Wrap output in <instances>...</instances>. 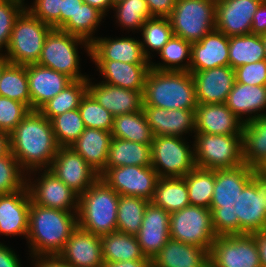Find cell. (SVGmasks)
<instances>
[{"label": "cell", "instance_id": "cell-1", "mask_svg": "<svg viewBox=\"0 0 266 267\" xmlns=\"http://www.w3.org/2000/svg\"><path fill=\"white\" fill-rule=\"evenodd\" d=\"M9 137L10 152L28 175L48 169L59 149L50 120L38 110H30Z\"/></svg>", "mask_w": 266, "mask_h": 267}, {"label": "cell", "instance_id": "cell-2", "mask_svg": "<svg viewBox=\"0 0 266 267\" xmlns=\"http://www.w3.org/2000/svg\"><path fill=\"white\" fill-rule=\"evenodd\" d=\"M77 226L76 213L46 208L31 201L27 233L30 256L59 255Z\"/></svg>", "mask_w": 266, "mask_h": 267}, {"label": "cell", "instance_id": "cell-3", "mask_svg": "<svg viewBox=\"0 0 266 267\" xmlns=\"http://www.w3.org/2000/svg\"><path fill=\"white\" fill-rule=\"evenodd\" d=\"M143 106L196 110L198 102L194 79L186 71H160L150 68L142 93Z\"/></svg>", "mask_w": 266, "mask_h": 267}, {"label": "cell", "instance_id": "cell-4", "mask_svg": "<svg viewBox=\"0 0 266 267\" xmlns=\"http://www.w3.org/2000/svg\"><path fill=\"white\" fill-rule=\"evenodd\" d=\"M119 196L101 178H98L79 195L78 227L98 236L117 231Z\"/></svg>", "mask_w": 266, "mask_h": 267}, {"label": "cell", "instance_id": "cell-5", "mask_svg": "<svg viewBox=\"0 0 266 267\" xmlns=\"http://www.w3.org/2000/svg\"><path fill=\"white\" fill-rule=\"evenodd\" d=\"M83 45L91 56V44L60 29H51L47 34L37 64L65 74L74 80L89 79L80 72L78 45Z\"/></svg>", "mask_w": 266, "mask_h": 267}, {"label": "cell", "instance_id": "cell-6", "mask_svg": "<svg viewBox=\"0 0 266 267\" xmlns=\"http://www.w3.org/2000/svg\"><path fill=\"white\" fill-rule=\"evenodd\" d=\"M52 27L43 23L26 8L17 17L6 50L11 64L29 65L38 62L47 34Z\"/></svg>", "mask_w": 266, "mask_h": 267}, {"label": "cell", "instance_id": "cell-7", "mask_svg": "<svg viewBox=\"0 0 266 267\" xmlns=\"http://www.w3.org/2000/svg\"><path fill=\"white\" fill-rule=\"evenodd\" d=\"M195 166L210 170L230 169L242 164V135L195 133Z\"/></svg>", "mask_w": 266, "mask_h": 267}, {"label": "cell", "instance_id": "cell-8", "mask_svg": "<svg viewBox=\"0 0 266 267\" xmlns=\"http://www.w3.org/2000/svg\"><path fill=\"white\" fill-rule=\"evenodd\" d=\"M216 3L213 0H176L168 17L173 35L194 43L215 30Z\"/></svg>", "mask_w": 266, "mask_h": 267}, {"label": "cell", "instance_id": "cell-9", "mask_svg": "<svg viewBox=\"0 0 266 267\" xmlns=\"http://www.w3.org/2000/svg\"><path fill=\"white\" fill-rule=\"evenodd\" d=\"M216 238L210 209L188 205L170 214V239L210 250Z\"/></svg>", "mask_w": 266, "mask_h": 267}, {"label": "cell", "instance_id": "cell-10", "mask_svg": "<svg viewBox=\"0 0 266 267\" xmlns=\"http://www.w3.org/2000/svg\"><path fill=\"white\" fill-rule=\"evenodd\" d=\"M151 154L159 178H183L196 167L194 149L182 137L155 136Z\"/></svg>", "mask_w": 266, "mask_h": 267}, {"label": "cell", "instance_id": "cell-11", "mask_svg": "<svg viewBox=\"0 0 266 267\" xmlns=\"http://www.w3.org/2000/svg\"><path fill=\"white\" fill-rule=\"evenodd\" d=\"M236 214L239 235L266 229V175L261 170L253 172L251 181L237 196Z\"/></svg>", "mask_w": 266, "mask_h": 267}, {"label": "cell", "instance_id": "cell-12", "mask_svg": "<svg viewBox=\"0 0 266 267\" xmlns=\"http://www.w3.org/2000/svg\"><path fill=\"white\" fill-rule=\"evenodd\" d=\"M210 267H261L253 234L217 236L209 251Z\"/></svg>", "mask_w": 266, "mask_h": 267}, {"label": "cell", "instance_id": "cell-13", "mask_svg": "<svg viewBox=\"0 0 266 267\" xmlns=\"http://www.w3.org/2000/svg\"><path fill=\"white\" fill-rule=\"evenodd\" d=\"M99 178L119 195L141 197L150 202L159 177L152 166L128 165L105 168Z\"/></svg>", "mask_w": 266, "mask_h": 267}, {"label": "cell", "instance_id": "cell-14", "mask_svg": "<svg viewBox=\"0 0 266 267\" xmlns=\"http://www.w3.org/2000/svg\"><path fill=\"white\" fill-rule=\"evenodd\" d=\"M33 182L26 176V186L31 201L46 208L78 213L79 195L57 178L48 169H44Z\"/></svg>", "mask_w": 266, "mask_h": 267}, {"label": "cell", "instance_id": "cell-15", "mask_svg": "<svg viewBox=\"0 0 266 267\" xmlns=\"http://www.w3.org/2000/svg\"><path fill=\"white\" fill-rule=\"evenodd\" d=\"M48 170L78 195L99 178V174L72 147H59Z\"/></svg>", "mask_w": 266, "mask_h": 267}, {"label": "cell", "instance_id": "cell-16", "mask_svg": "<svg viewBox=\"0 0 266 267\" xmlns=\"http://www.w3.org/2000/svg\"><path fill=\"white\" fill-rule=\"evenodd\" d=\"M262 0H223L216 3L215 29L227 37L251 34L253 16Z\"/></svg>", "mask_w": 266, "mask_h": 267}, {"label": "cell", "instance_id": "cell-17", "mask_svg": "<svg viewBox=\"0 0 266 267\" xmlns=\"http://www.w3.org/2000/svg\"><path fill=\"white\" fill-rule=\"evenodd\" d=\"M192 74L198 104L225 103L235 82V71L231 66H221Z\"/></svg>", "mask_w": 266, "mask_h": 267}, {"label": "cell", "instance_id": "cell-18", "mask_svg": "<svg viewBox=\"0 0 266 267\" xmlns=\"http://www.w3.org/2000/svg\"><path fill=\"white\" fill-rule=\"evenodd\" d=\"M58 256L72 267H103L104 265L100 236L78 226L71 233Z\"/></svg>", "mask_w": 266, "mask_h": 267}, {"label": "cell", "instance_id": "cell-19", "mask_svg": "<svg viewBox=\"0 0 266 267\" xmlns=\"http://www.w3.org/2000/svg\"><path fill=\"white\" fill-rule=\"evenodd\" d=\"M136 237L145 257L152 260L170 239V214L150 202Z\"/></svg>", "mask_w": 266, "mask_h": 267}, {"label": "cell", "instance_id": "cell-20", "mask_svg": "<svg viewBox=\"0 0 266 267\" xmlns=\"http://www.w3.org/2000/svg\"><path fill=\"white\" fill-rule=\"evenodd\" d=\"M244 124L225 103L198 104L195 110V133L242 135Z\"/></svg>", "mask_w": 266, "mask_h": 267}, {"label": "cell", "instance_id": "cell-21", "mask_svg": "<svg viewBox=\"0 0 266 267\" xmlns=\"http://www.w3.org/2000/svg\"><path fill=\"white\" fill-rule=\"evenodd\" d=\"M27 75L31 110H39L73 82L67 75L37 63L27 65Z\"/></svg>", "mask_w": 266, "mask_h": 267}, {"label": "cell", "instance_id": "cell-22", "mask_svg": "<svg viewBox=\"0 0 266 267\" xmlns=\"http://www.w3.org/2000/svg\"><path fill=\"white\" fill-rule=\"evenodd\" d=\"M31 198L23 189L0 195V234L27 238Z\"/></svg>", "mask_w": 266, "mask_h": 267}, {"label": "cell", "instance_id": "cell-23", "mask_svg": "<svg viewBox=\"0 0 266 267\" xmlns=\"http://www.w3.org/2000/svg\"><path fill=\"white\" fill-rule=\"evenodd\" d=\"M143 112L153 136L183 137L185 133H195V110L165 109L143 106Z\"/></svg>", "mask_w": 266, "mask_h": 267}, {"label": "cell", "instance_id": "cell-24", "mask_svg": "<svg viewBox=\"0 0 266 267\" xmlns=\"http://www.w3.org/2000/svg\"><path fill=\"white\" fill-rule=\"evenodd\" d=\"M88 79L87 92L114 117L142 111L143 91H133L104 83L92 84Z\"/></svg>", "mask_w": 266, "mask_h": 267}, {"label": "cell", "instance_id": "cell-25", "mask_svg": "<svg viewBox=\"0 0 266 267\" xmlns=\"http://www.w3.org/2000/svg\"><path fill=\"white\" fill-rule=\"evenodd\" d=\"M229 66V37L216 29L192 43L189 71Z\"/></svg>", "mask_w": 266, "mask_h": 267}, {"label": "cell", "instance_id": "cell-26", "mask_svg": "<svg viewBox=\"0 0 266 267\" xmlns=\"http://www.w3.org/2000/svg\"><path fill=\"white\" fill-rule=\"evenodd\" d=\"M92 60H111L125 63H150L142 49L140 40L132 37L100 38L91 43Z\"/></svg>", "mask_w": 266, "mask_h": 267}, {"label": "cell", "instance_id": "cell-27", "mask_svg": "<svg viewBox=\"0 0 266 267\" xmlns=\"http://www.w3.org/2000/svg\"><path fill=\"white\" fill-rule=\"evenodd\" d=\"M97 65L102 81L112 86L143 91L150 63H125L111 60H92Z\"/></svg>", "mask_w": 266, "mask_h": 267}, {"label": "cell", "instance_id": "cell-28", "mask_svg": "<svg viewBox=\"0 0 266 267\" xmlns=\"http://www.w3.org/2000/svg\"><path fill=\"white\" fill-rule=\"evenodd\" d=\"M225 104L244 123L266 115L263 113L266 110V85H246L235 81ZM243 115L247 118L244 119Z\"/></svg>", "mask_w": 266, "mask_h": 267}, {"label": "cell", "instance_id": "cell-29", "mask_svg": "<svg viewBox=\"0 0 266 267\" xmlns=\"http://www.w3.org/2000/svg\"><path fill=\"white\" fill-rule=\"evenodd\" d=\"M209 251L169 239L152 259V267H210Z\"/></svg>", "mask_w": 266, "mask_h": 267}, {"label": "cell", "instance_id": "cell-30", "mask_svg": "<svg viewBox=\"0 0 266 267\" xmlns=\"http://www.w3.org/2000/svg\"><path fill=\"white\" fill-rule=\"evenodd\" d=\"M111 140L112 134L110 131L85 128L84 132L70 147L100 174L106 167Z\"/></svg>", "mask_w": 266, "mask_h": 267}, {"label": "cell", "instance_id": "cell-31", "mask_svg": "<svg viewBox=\"0 0 266 267\" xmlns=\"http://www.w3.org/2000/svg\"><path fill=\"white\" fill-rule=\"evenodd\" d=\"M242 158L245 165L260 170L266 163V115L244 124Z\"/></svg>", "mask_w": 266, "mask_h": 267}, {"label": "cell", "instance_id": "cell-32", "mask_svg": "<svg viewBox=\"0 0 266 267\" xmlns=\"http://www.w3.org/2000/svg\"><path fill=\"white\" fill-rule=\"evenodd\" d=\"M151 163V144L112 138L105 168L128 165L146 167Z\"/></svg>", "mask_w": 266, "mask_h": 267}, {"label": "cell", "instance_id": "cell-33", "mask_svg": "<svg viewBox=\"0 0 266 267\" xmlns=\"http://www.w3.org/2000/svg\"><path fill=\"white\" fill-rule=\"evenodd\" d=\"M256 169L242 164L235 168L215 170V186L211 202H232L251 181Z\"/></svg>", "mask_w": 266, "mask_h": 267}, {"label": "cell", "instance_id": "cell-34", "mask_svg": "<svg viewBox=\"0 0 266 267\" xmlns=\"http://www.w3.org/2000/svg\"><path fill=\"white\" fill-rule=\"evenodd\" d=\"M104 262L140 260L145 257L137 237L119 231L100 236Z\"/></svg>", "mask_w": 266, "mask_h": 267}, {"label": "cell", "instance_id": "cell-35", "mask_svg": "<svg viewBox=\"0 0 266 267\" xmlns=\"http://www.w3.org/2000/svg\"><path fill=\"white\" fill-rule=\"evenodd\" d=\"M157 207L169 214L190 205L184 178H158L152 200Z\"/></svg>", "mask_w": 266, "mask_h": 267}, {"label": "cell", "instance_id": "cell-36", "mask_svg": "<svg viewBox=\"0 0 266 267\" xmlns=\"http://www.w3.org/2000/svg\"><path fill=\"white\" fill-rule=\"evenodd\" d=\"M111 134L112 138L141 144H151L154 138L143 110L115 116Z\"/></svg>", "mask_w": 266, "mask_h": 267}, {"label": "cell", "instance_id": "cell-37", "mask_svg": "<svg viewBox=\"0 0 266 267\" xmlns=\"http://www.w3.org/2000/svg\"><path fill=\"white\" fill-rule=\"evenodd\" d=\"M264 59L265 52L259 34L229 37V66L233 69Z\"/></svg>", "mask_w": 266, "mask_h": 267}, {"label": "cell", "instance_id": "cell-38", "mask_svg": "<svg viewBox=\"0 0 266 267\" xmlns=\"http://www.w3.org/2000/svg\"><path fill=\"white\" fill-rule=\"evenodd\" d=\"M191 52L192 43L179 36L172 35L169 41L158 52L163 63L154 64L153 62H150V68L160 71L189 72L191 64ZM186 59L187 61L184 63Z\"/></svg>", "mask_w": 266, "mask_h": 267}, {"label": "cell", "instance_id": "cell-39", "mask_svg": "<svg viewBox=\"0 0 266 267\" xmlns=\"http://www.w3.org/2000/svg\"><path fill=\"white\" fill-rule=\"evenodd\" d=\"M0 96L24 103L31 110L27 65L9 64L0 77Z\"/></svg>", "mask_w": 266, "mask_h": 267}, {"label": "cell", "instance_id": "cell-40", "mask_svg": "<svg viewBox=\"0 0 266 267\" xmlns=\"http://www.w3.org/2000/svg\"><path fill=\"white\" fill-rule=\"evenodd\" d=\"M190 205L210 209L215 186V170L195 167L183 177Z\"/></svg>", "mask_w": 266, "mask_h": 267}, {"label": "cell", "instance_id": "cell-41", "mask_svg": "<svg viewBox=\"0 0 266 267\" xmlns=\"http://www.w3.org/2000/svg\"><path fill=\"white\" fill-rule=\"evenodd\" d=\"M88 79L74 80L59 94L46 102L38 111L51 120L66 111L78 109L81 99L87 93Z\"/></svg>", "mask_w": 266, "mask_h": 267}, {"label": "cell", "instance_id": "cell-42", "mask_svg": "<svg viewBox=\"0 0 266 267\" xmlns=\"http://www.w3.org/2000/svg\"><path fill=\"white\" fill-rule=\"evenodd\" d=\"M149 203L141 197L120 195L117 209V231L136 236Z\"/></svg>", "mask_w": 266, "mask_h": 267}, {"label": "cell", "instance_id": "cell-43", "mask_svg": "<svg viewBox=\"0 0 266 267\" xmlns=\"http://www.w3.org/2000/svg\"><path fill=\"white\" fill-rule=\"evenodd\" d=\"M104 17V14L97 8L83 3L75 14V20H68L60 30L80 37L91 44L95 40L93 33Z\"/></svg>", "mask_w": 266, "mask_h": 267}, {"label": "cell", "instance_id": "cell-44", "mask_svg": "<svg viewBox=\"0 0 266 267\" xmlns=\"http://www.w3.org/2000/svg\"><path fill=\"white\" fill-rule=\"evenodd\" d=\"M141 45L145 56L150 60V51H157L169 41L173 35L172 25L168 17H152L142 25ZM148 47V48H147Z\"/></svg>", "mask_w": 266, "mask_h": 267}, {"label": "cell", "instance_id": "cell-45", "mask_svg": "<svg viewBox=\"0 0 266 267\" xmlns=\"http://www.w3.org/2000/svg\"><path fill=\"white\" fill-rule=\"evenodd\" d=\"M50 122L59 147H70L86 128L78 109L55 116Z\"/></svg>", "mask_w": 266, "mask_h": 267}, {"label": "cell", "instance_id": "cell-46", "mask_svg": "<svg viewBox=\"0 0 266 267\" xmlns=\"http://www.w3.org/2000/svg\"><path fill=\"white\" fill-rule=\"evenodd\" d=\"M116 22L128 30H141L147 19L152 18L145 0H123L113 6Z\"/></svg>", "mask_w": 266, "mask_h": 267}, {"label": "cell", "instance_id": "cell-47", "mask_svg": "<svg viewBox=\"0 0 266 267\" xmlns=\"http://www.w3.org/2000/svg\"><path fill=\"white\" fill-rule=\"evenodd\" d=\"M237 197L232 202H211L213 226L217 236L239 235Z\"/></svg>", "mask_w": 266, "mask_h": 267}, {"label": "cell", "instance_id": "cell-48", "mask_svg": "<svg viewBox=\"0 0 266 267\" xmlns=\"http://www.w3.org/2000/svg\"><path fill=\"white\" fill-rule=\"evenodd\" d=\"M78 110L86 128L111 132L114 116L102 107L88 92L81 99Z\"/></svg>", "mask_w": 266, "mask_h": 267}, {"label": "cell", "instance_id": "cell-49", "mask_svg": "<svg viewBox=\"0 0 266 267\" xmlns=\"http://www.w3.org/2000/svg\"><path fill=\"white\" fill-rule=\"evenodd\" d=\"M26 172L15 156L9 152L0 158V195L9 194L26 186Z\"/></svg>", "mask_w": 266, "mask_h": 267}, {"label": "cell", "instance_id": "cell-50", "mask_svg": "<svg viewBox=\"0 0 266 267\" xmlns=\"http://www.w3.org/2000/svg\"><path fill=\"white\" fill-rule=\"evenodd\" d=\"M25 0H0V52L7 49L17 17L25 9Z\"/></svg>", "mask_w": 266, "mask_h": 267}, {"label": "cell", "instance_id": "cell-51", "mask_svg": "<svg viewBox=\"0 0 266 267\" xmlns=\"http://www.w3.org/2000/svg\"><path fill=\"white\" fill-rule=\"evenodd\" d=\"M29 111L24 103L0 96V131L10 134Z\"/></svg>", "mask_w": 266, "mask_h": 267}, {"label": "cell", "instance_id": "cell-52", "mask_svg": "<svg viewBox=\"0 0 266 267\" xmlns=\"http://www.w3.org/2000/svg\"><path fill=\"white\" fill-rule=\"evenodd\" d=\"M32 6L25 7L32 15L53 29H60L62 0H34Z\"/></svg>", "mask_w": 266, "mask_h": 267}, {"label": "cell", "instance_id": "cell-53", "mask_svg": "<svg viewBox=\"0 0 266 267\" xmlns=\"http://www.w3.org/2000/svg\"><path fill=\"white\" fill-rule=\"evenodd\" d=\"M235 71V81L246 85H266V61L242 65Z\"/></svg>", "mask_w": 266, "mask_h": 267}, {"label": "cell", "instance_id": "cell-54", "mask_svg": "<svg viewBox=\"0 0 266 267\" xmlns=\"http://www.w3.org/2000/svg\"><path fill=\"white\" fill-rule=\"evenodd\" d=\"M152 17H169L176 0H145Z\"/></svg>", "mask_w": 266, "mask_h": 267}, {"label": "cell", "instance_id": "cell-55", "mask_svg": "<svg viewBox=\"0 0 266 267\" xmlns=\"http://www.w3.org/2000/svg\"><path fill=\"white\" fill-rule=\"evenodd\" d=\"M84 2L82 0H62L60 10V28L68 21L75 20V14Z\"/></svg>", "mask_w": 266, "mask_h": 267}, {"label": "cell", "instance_id": "cell-56", "mask_svg": "<svg viewBox=\"0 0 266 267\" xmlns=\"http://www.w3.org/2000/svg\"><path fill=\"white\" fill-rule=\"evenodd\" d=\"M263 33H266V3L261 2L253 16L251 34Z\"/></svg>", "mask_w": 266, "mask_h": 267}, {"label": "cell", "instance_id": "cell-57", "mask_svg": "<svg viewBox=\"0 0 266 267\" xmlns=\"http://www.w3.org/2000/svg\"><path fill=\"white\" fill-rule=\"evenodd\" d=\"M22 264L11 248L0 242V267H21Z\"/></svg>", "mask_w": 266, "mask_h": 267}, {"label": "cell", "instance_id": "cell-58", "mask_svg": "<svg viewBox=\"0 0 266 267\" xmlns=\"http://www.w3.org/2000/svg\"><path fill=\"white\" fill-rule=\"evenodd\" d=\"M34 267H72L64 262L58 255L54 256H35Z\"/></svg>", "mask_w": 266, "mask_h": 267}, {"label": "cell", "instance_id": "cell-59", "mask_svg": "<svg viewBox=\"0 0 266 267\" xmlns=\"http://www.w3.org/2000/svg\"><path fill=\"white\" fill-rule=\"evenodd\" d=\"M103 267H152V260L143 258L140 260L104 262Z\"/></svg>", "mask_w": 266, "mask_h": 267}, {"label": "cell", "instance_id": "cell-60", "mask_svg": "<svg viewBox=\"0 0 266 267\" xmlns=\"http://www.w3.org/2000/svg\"><path fill=\"white\" fill-rule=\"evenodd\" d=\"M255 236L257 247L261 260V267H266V229L253 233Z\"/></svg>", "mask_w": 266, "mask_h": 267}, {"label": "cell", "instance_id": "cell-61", "mask_svg": "<svg viewBox=\"0 0 266 267\" xmlns=\"http://www.w3.org/2000/svg\"><path fill=\"white\" fill-rule=\"evenodd\" d=\"M85 4L97 8L100 12L106 15L109 9L113 8L111 0H82Z\"/></svg>", "mask_w": 266, "mask_h": 267}, {"label": "cell", "instance_id": "cell-62", "mask_svg": "<svg viewBox=\"0 0 266 267\" xmlns=\"http://www.w3.org/2000/svg\"><path fill=\"white\" fill-rule=\"evenodd\" d=\"M10 152L9 134L0 131V158Z\"/></svg>", "mask_w": 266, "mask_h": 267}, {"label": "cell", "instance_id": "cell-63", "mask_svg": "<svg viewBox=\"0 0 266 267\" xmlns=\"http://www.w3.org/2000/svg\"><path fill=\"white\" fill-rule=\"evenodd\" d=\"M10 64V61L4 53H0V77L3 70Z\"/></svg>", "mask_w": 266, "mask_h": 267}, {"label": "cell", "instance_id": "cell-64", "mask_svg": "<svg viewBox=\"0 0 266 267\" xmlns=\"http://www.w3.org/2000/svg\"><path fill=\"white\" fill-rule=\"evenodd\" d=\"M260 36H261V40H262L264 52H265V59L264 60L266 61V33H263Z\"/></svg>", "mask_w": 266, "mask_h": 267}, {"label": "cell", "instance_id": "cell-65", "mask_svg": "<svg viewBox=\"0 0 266 267\" xmlns=\"http://www.w3.org/2000/svg\"><path fill=\"white\" fill-rule=\"evenodd\" d=\"M123 0H111V4L114 6L115 4L121 2Z\"/></svg>", "mask_w": 266, "mask_h": 267}, {"label": "cell", "instance_id": "cell-66", "mask_svg": "<svg viewBox=\"0 0 266 267\" xmlns=\"http://www.w3.org/2000/svg\"><path fill=\"white\" fill-rule=\"evenodd\" d=\"M260 170L266 175V163Z\"/></svg>", "mask_w": 266, "mask_h": 267}, {"label": "cell", "instance_id": "cell-67", "mask_svg": "<svg viewBox=\"0 0 266 267\" xmlns=\"http://www.w3.org/2000/svg\"><path fill=\"white\" fill-rule=\"evenodd\" d=\"M215 3H218V2H220V1H223V0H213Z\"/></svg>", "mask_w": 266, "mask_h": 267}]
</instances>
